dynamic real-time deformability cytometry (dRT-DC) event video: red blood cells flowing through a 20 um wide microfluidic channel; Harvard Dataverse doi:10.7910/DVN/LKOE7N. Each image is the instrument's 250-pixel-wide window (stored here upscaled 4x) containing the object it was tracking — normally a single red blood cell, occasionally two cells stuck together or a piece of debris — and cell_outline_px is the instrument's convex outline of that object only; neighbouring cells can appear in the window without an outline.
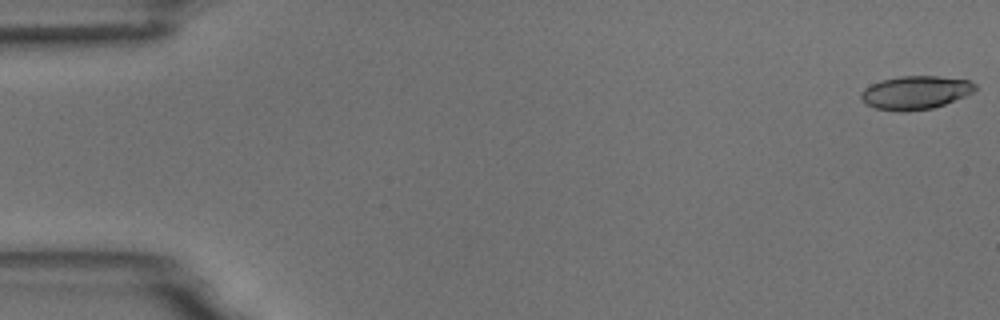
{"species": "common noctule bat (a hibernating species)", "species_latin": "Nyctalus noctula", "temperature_condition": "room temperature", "stored_images_in_passage": 3, "camera_frame_rate_fps": 3000, "um_per_image_px": 0.085, "animal": {"sex": "male", "body_mass_g": 18.8}, "frame": {"image": 1, "passage_image": 1, "time_ms": 0.0, "image_size_px": [1000, 320], "cell_outline_px": [[976, 88], [972, 92], [964, 96], [944, 104], [932, 108], [904, 112], [900, 112], [876, 108], [868, 104], [860, 96], [860, 92], [864, 88], [880, 80], [900, 76], [940, 76], [972, 80], [976, 84]], "centroid_in_image_um": [77.83, 7.85], "position_along_channel_um": 7.2, "area_um2": 22.2}}